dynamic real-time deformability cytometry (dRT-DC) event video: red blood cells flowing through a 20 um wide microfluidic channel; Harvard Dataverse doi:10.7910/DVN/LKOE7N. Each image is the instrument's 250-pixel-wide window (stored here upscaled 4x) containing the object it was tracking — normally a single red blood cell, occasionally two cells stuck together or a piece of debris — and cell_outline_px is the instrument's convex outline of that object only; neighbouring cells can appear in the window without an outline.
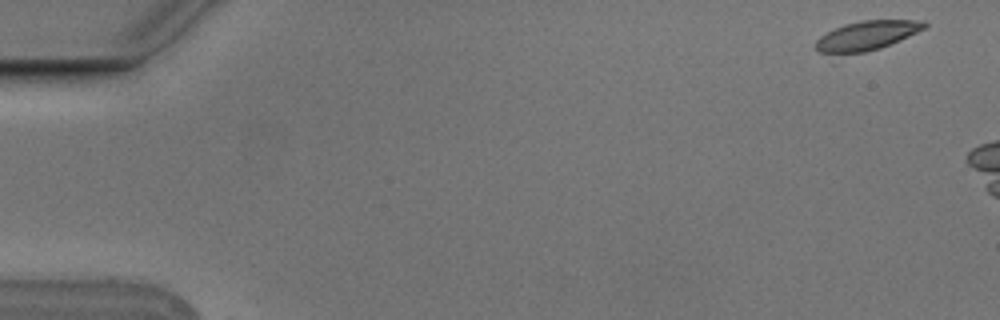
{"species": "Egyptian fruit bat (a non-hibernating species)", "species_latin": "Rousettus aegyptiacus", "temperature_condition": "cold", "stored_images_in_passage": 2, "camera_frame_rate_fps": 3000, "um_per_image_px": 0.085, "animal": {"sex": "male"}, "frame": {"image": 1, "passage_image": 1, "time_ms": 0.0, "image_size_px": [1000, 320], "cell_outline_px": [[928, 24], [924, 28], [900, 40], [880, 48], [832, 64], [816, 52], [812, 44], [820, 36], [844, 24], [860, 20], [924, 20]], "centroid_in_image_um": [73.4, 3.2], "position_along_channel_um": 11.6, "area_um2": 20.58}}